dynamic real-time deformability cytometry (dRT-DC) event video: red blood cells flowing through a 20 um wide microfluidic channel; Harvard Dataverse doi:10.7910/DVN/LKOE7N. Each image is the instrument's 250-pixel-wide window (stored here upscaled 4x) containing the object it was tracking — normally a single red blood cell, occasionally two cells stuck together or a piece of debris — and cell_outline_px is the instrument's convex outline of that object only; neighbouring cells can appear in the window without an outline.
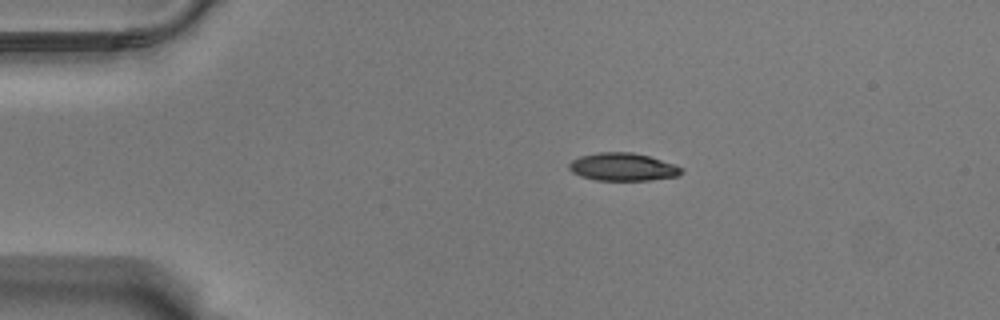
{"species": "Egyptian fruit bat (a non-hibernating species)", "species_latin": "Rousettus aegyptiacus", "temperature_condition": "warm", "stored_images_in_passage": 10, "camera_frame_rate_fps": 3000, "um_per_image_px": 0.085, "animal": {"sex": "male"}, "frame": {"image": 1, "passage_image": 2, "time_ms": 0.333, "image_size_px": [1000, 320], "cell_outline_px": [[684, 172], [680, 176], [648, 180], [596, 180], [580, 176], [572, 172], [568, 168], [568, 164], [572, 160], [580, 156], [596, 152], [632, 152], [648, 156], [676, 164], [684, 168]], "centroid_in_image_um": [52.96, 14.19], "position_along_channel_um": 32.0, "area_um2": 18.44}}
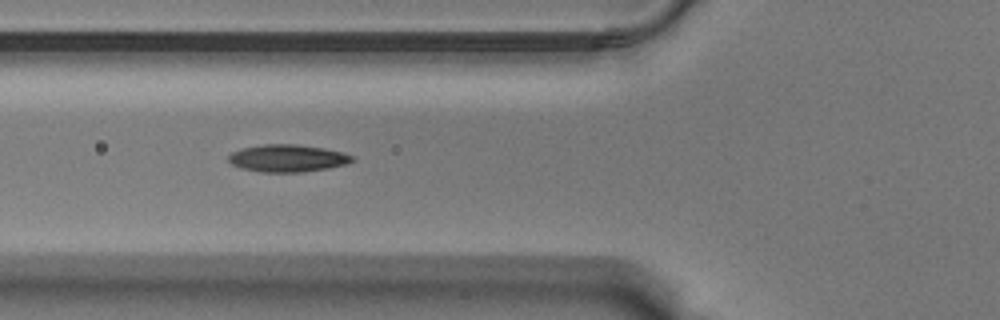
{"frame": {"image": 2, "passage_image": 5, "time_ms": 1.333, "image_size_px": [1000, 320], "cell_outline_px": [[356, 160], [348, 164], [328, 168], [304, 172], [260, 172], [240, 168], [232, 164], [228, 160], [228, 156], [232, 152], [240, 148], [264, 144], [296, 144], [324, 148], [344, 152], [356, 156]], "centroid_in_image_um": [24.48, 13.45], "position_along_channel_um": 101.3, "area_um2": 20.06}}
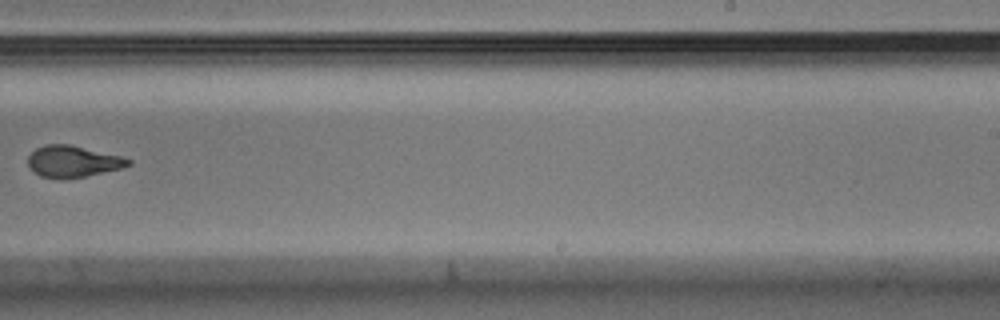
{"frame": {"image": 3, "passage_image": 9, "time_ms": 2.667, "image_size_px": [1000, 320], "cell_outline_px": [[132, 164], [124, 168], [88, 176], [68, 180], [56, 180], [40, 176], [32, 172], [28, 168], [28, 156], [36, 148], [44, 144], [68, 144], [120, 156], [132, 160]], "centroid_in_image_um": [6.16, 13.76], "position_along_channel_um": 282.8, "area_um2": 18.96}}